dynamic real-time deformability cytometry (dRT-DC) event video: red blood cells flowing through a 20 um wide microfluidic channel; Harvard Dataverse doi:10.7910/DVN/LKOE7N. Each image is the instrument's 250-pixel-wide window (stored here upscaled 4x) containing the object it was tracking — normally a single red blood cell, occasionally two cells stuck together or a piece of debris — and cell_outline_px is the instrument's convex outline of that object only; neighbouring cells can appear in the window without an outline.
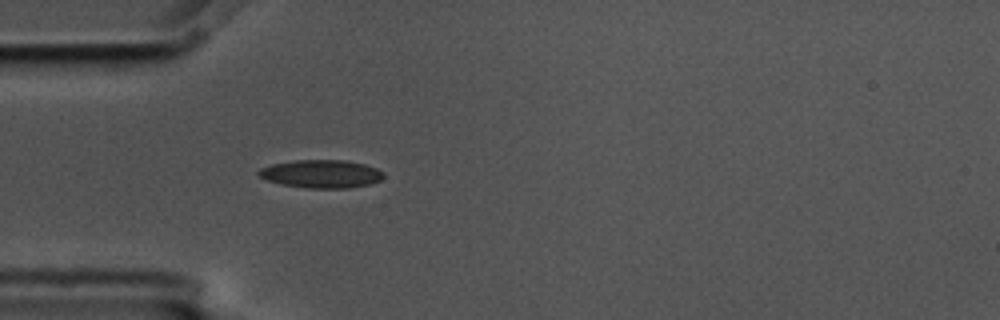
{"species": "common noctule bat (a hibernating species)", "species_latin": "Nyctalus noctula", "temperature_condition": "cold", "stored_images_in_passage": 1, "camera_frame_rate_fps": 3000, "um_per_image_px": 0.085, "animal": {"sex": "male", "body_mass_g": 17.5, "forearm_length_mm": 52.3}, "frame": {"image": 1, "passage_image": 1, "time_ms": 0.0, "image_size_px": [1000, 320], "cell_outline_px": [[384, 176], [380, 180], [368, 184], [348, 188], [308, 188], [280, 184], [268, 180], [260, 176], [256, 172], [260, 168], [272, 164], [296, 160], [344, 160], [364, 164], [376, 168], [384, 172]], "centroid_in_image_um": [27.3, 14.78], "position_along_channel_um": 57.7, "area_um2": 20.35}}